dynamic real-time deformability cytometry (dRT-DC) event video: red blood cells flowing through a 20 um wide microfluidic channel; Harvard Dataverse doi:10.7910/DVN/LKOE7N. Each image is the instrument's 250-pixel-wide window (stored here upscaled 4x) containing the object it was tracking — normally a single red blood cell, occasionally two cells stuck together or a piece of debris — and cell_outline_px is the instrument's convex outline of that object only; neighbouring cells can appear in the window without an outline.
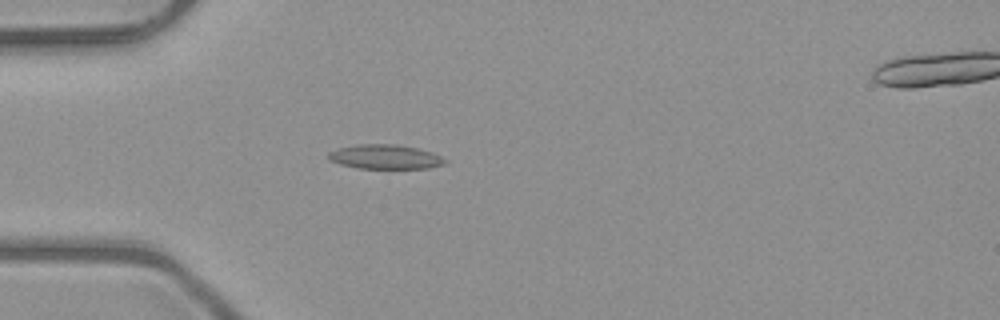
{"species": "common noctule bat (a hibernating species)", "species_latin": "Nyctalus noctula", "temperature_condition": "room temperature", "stored_images_in_passage": 38, "camera_frame_rate_fps": 3000, "um_per_image_px": 0.085, "animal": {"sex": "male", "body_mass_g": 23.1, "forearm_length_mm": 52.7}, "frame": {"image": 1, "passage_image": 2, "time_ms": 0.333, "image_size_px": [1000, 320], "cell_outline_px": [[448, 160], [444, 164], [428, 168], [356, 168], [340, 164], [328, 160], [328, 152], [340, 148], [356, 144], [396, 144], [420, 148], [432, 152]], "centroid_in_image_um": [32.74, 13.32], "position_along_channel_um": 52.3, "area_um2": 16.65}}
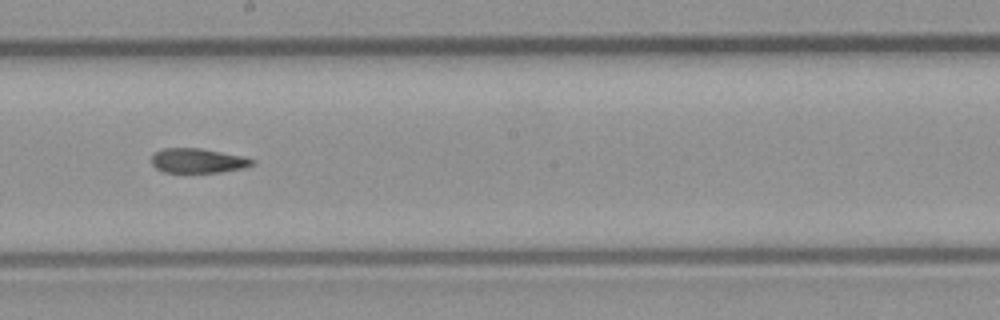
{"frame": {"image": 2, "passage_image": 16, "time_ms": 5.0, "image_size_px": [1000, 320], "cell_outline_px": [[256, 164], [244, 168], [220, 172], [164, 172], [156, 168], [152, 164], [152, 156], [156, 152], [164, 148], [200, 148], [244, 156], [256, 160]], "centroid_in_image_um": [16.87, 13.66], "position_along_channel_um": 231.3, "area_um2": 14.45}}
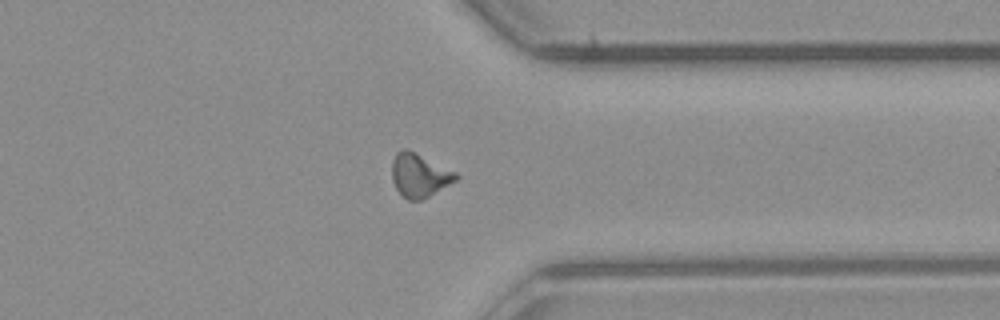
{"frame": {"image": 3, "passage_image": 27, "time_ms": 8.667, "image_size_px": [1000, 320], "cell_outline_px": [[460, 176], [456, 180], [428, 196], [420, 200], [408, 200], [396, 188], [392, 180], [392, 160], [396, 152], [400, 148], [404, 148], [416, 152], [456, 172]], "centroid_in_image_um": [35.63, 14.86], "position_along_channel_um": 375.8, "area_um2": 16.13}, "authors_computed_cell_mechanics": {"area_um2": 15.028, "velocity_mm_per_s": 4.037, "shape_relaxation_time_tau1_ms": null, "shape_relaxation_time_tau2_ms": 3.6534, "deformation_change_tau1": null, "deformation_change_tau2": 0.1127}}